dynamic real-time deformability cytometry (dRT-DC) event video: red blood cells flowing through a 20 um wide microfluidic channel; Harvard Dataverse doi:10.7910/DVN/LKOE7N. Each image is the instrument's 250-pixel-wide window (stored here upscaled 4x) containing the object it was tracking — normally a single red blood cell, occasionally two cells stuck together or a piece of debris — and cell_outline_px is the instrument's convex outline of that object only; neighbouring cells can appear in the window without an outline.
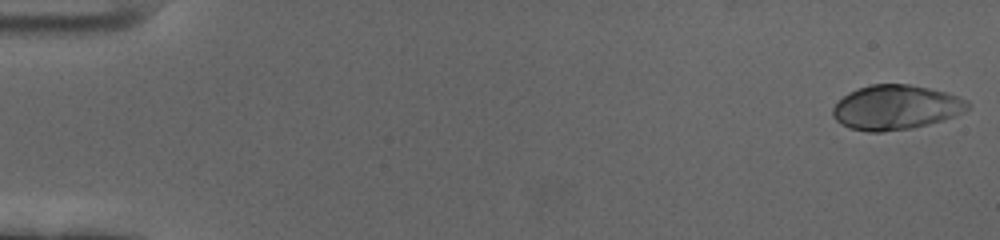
{"species": "human", "species_latin": "Homo sapiens", "temperature_condition": "cold", "stored_images_in_passage": 59, "camera_frame_rate_fps": 3000, "um_per_image_px": 0.085, "donor": {"sex": "female"}, "frame": {"image": 1, "passage_image": 1, "time_ms": 0.0, "image_size_px": [1000, 240], "cell_outline_px": [[972, 104], [964, 112], [944, 120], [912, 128], [884, 132], [868, 132], [848, 128], [840, 124], [832, 116], [832, 108], [848, 92], [856, 88], [872, 84], [908, 84], [928, 88], [944, 92], [968, 100]], "centroid_in_image_um": [76.13, 9.14], "position_along_channel_um": 8.9, "area_um2": 35.26}}
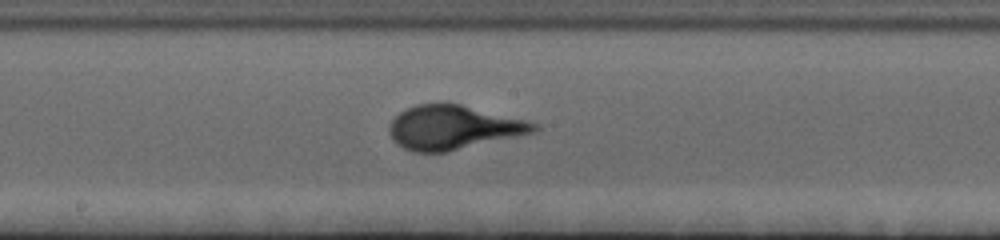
{"frame": {"image": 2, "passage_image": 32, "time_ms": 10.333, "image_size_px": [1000, 240], "cell_outline_px": [[540, 128], [536, 132], [448, 152], [412, 152], [396, 144], [392, 140], [388, 132], [388, 128], [392, 120], [404, 108], [416, 104], [444, 100], [540, 124]], "centroid_in_image_um": [38.48, 10.81], "position_along_channel_um": 209.7, "area_um2": 37.74}}
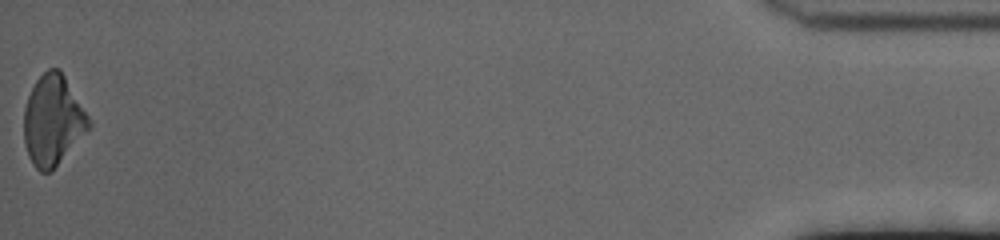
{"frame": {"image": 3, "passage_image": 59, "time_ms": 19.333, "image_size_px": [1000, 240], "cell_outline_px": [[92, 128], [52, 172], [40, 172], [32, 164], [28, 156], [24, 144], [24, 108], [28, 96], [36, 80], [48, 68], [60, 68], [92, 120]], "centroid_in_image_um": [4.53, 10.26], "position_along_channel_um": 430.7, "area_um2": 34.85}}